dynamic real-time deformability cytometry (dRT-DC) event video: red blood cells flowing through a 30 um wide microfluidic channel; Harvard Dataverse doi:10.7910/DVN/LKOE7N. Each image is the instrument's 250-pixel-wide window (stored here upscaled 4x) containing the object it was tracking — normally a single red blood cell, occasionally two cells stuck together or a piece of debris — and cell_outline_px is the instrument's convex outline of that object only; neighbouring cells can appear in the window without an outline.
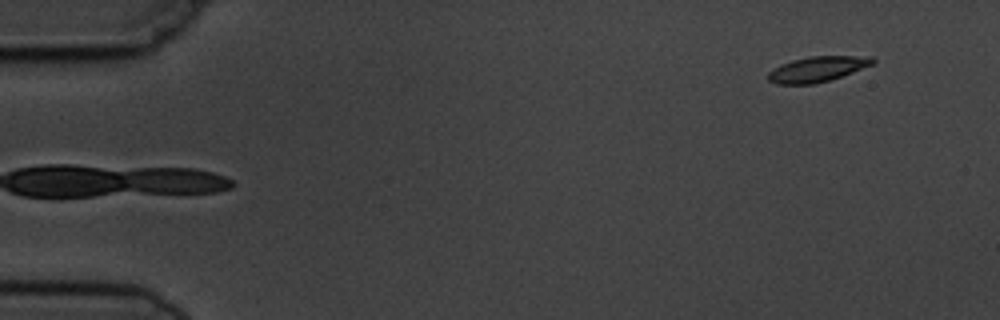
{"species": "common noctule bat (a hibernating species)", "species_latin": "Nyctalus noctula", "temperature_condition": "cold", "stored_images_in_passage": 5, "camera_frame_rate_fps": 3000, "um_per_image_px": 0.085, "animal": {"sex": "male", "body_mass_g": 19.5, "forearm_length_mm": 54.6}, "frame": {"image": 1, "passage_image": 5, "time_ms": 5.333, "image_size_px": [1000, 320], "cell_outline_px": [[876, 60], [872, 64], [852, 72], [816, 84], [776, 84], [768, 80], [768, 72], [780, 64], [792, 60], [808, 56], [872, 56]], "centroid_in_image_um": [69.44, 5.87], "position_along_channel_um": 15.6, "area_um2": 15.37}}